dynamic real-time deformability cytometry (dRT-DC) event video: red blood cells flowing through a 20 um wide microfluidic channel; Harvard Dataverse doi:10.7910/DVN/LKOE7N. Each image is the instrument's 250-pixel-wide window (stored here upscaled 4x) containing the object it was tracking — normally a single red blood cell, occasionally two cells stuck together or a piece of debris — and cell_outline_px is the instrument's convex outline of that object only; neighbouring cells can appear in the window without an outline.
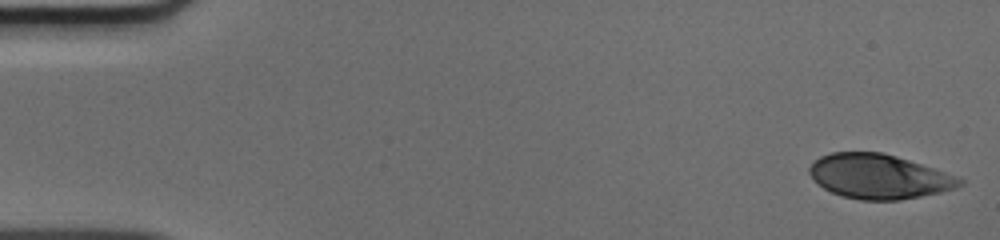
{"species": "human", "species_latin": "Homo sapiens", "temperature_condition": "cold", "stored_images_in_passage": 50, "camera_frame_rate_fps": 3000, "um_per_image_px": 0.085, "donor": {"sex": "male"}, "frame": {"image": 1, "passage_image": 1, "time_ms": 0.0, "image_size_px": [1000, 240], "cell_outline_px": [[964, 184], [956, 188], [940, 192], [900, 200], [860, 200], [840, 196], [824, 188], [812, 180], [808, 172], [808, 168], [820, 156], [832, 152], [880, 152], [896, 156], [944, 172], [964, 180]], "centroid_in_image_um": [74.66, 15.01], "position_along_channel_um": 10.3, "area_um2": 38.78}}
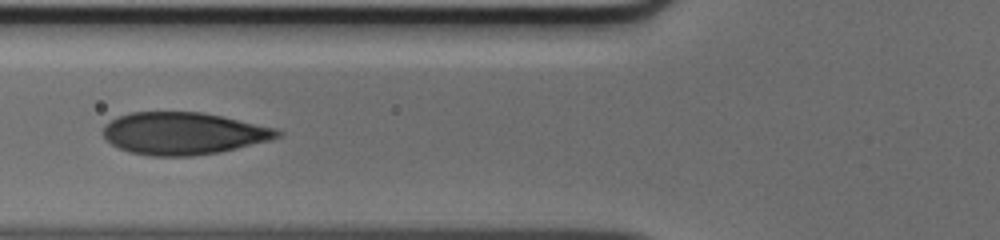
{"frame": {"image": 2, "passage_image": 19, "time_ms": 6.0, "image_size_px": [1000, 240], "cell_outline_px": [[284, 136], [272, 140], [220, 152], [192, 156], [148, 156], [128, 152], [112, 144], [100, 132], [104, 124], [120, 116], [132, 112], [200, 112], [224, 116], [276, 128], [284, 132]], "centroid_in_image_um": [15.63, 11.34], "position_along_channel_um": 110.2, "area_um2": 43.29}}
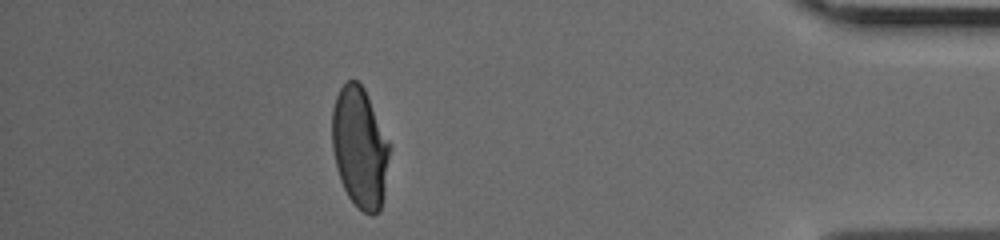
{"frame": {"image": 3, "passage_image": 44, "time_ms": 14.333, "image_size_px": [1000, 240], "cell_outline_px": [[392, 144], [384, 196], [380, 212], [372, 216], [356, 208], [348, 196], [340, 180], [332, 148], [332, 108], [336, 96], [340, 88], [348, 80], [356, 80], [364, 88]], "centroid_in_image_um": [30.62, 12.57], "position_along_channel_um": 404.6, "area_um2": 41.21}}